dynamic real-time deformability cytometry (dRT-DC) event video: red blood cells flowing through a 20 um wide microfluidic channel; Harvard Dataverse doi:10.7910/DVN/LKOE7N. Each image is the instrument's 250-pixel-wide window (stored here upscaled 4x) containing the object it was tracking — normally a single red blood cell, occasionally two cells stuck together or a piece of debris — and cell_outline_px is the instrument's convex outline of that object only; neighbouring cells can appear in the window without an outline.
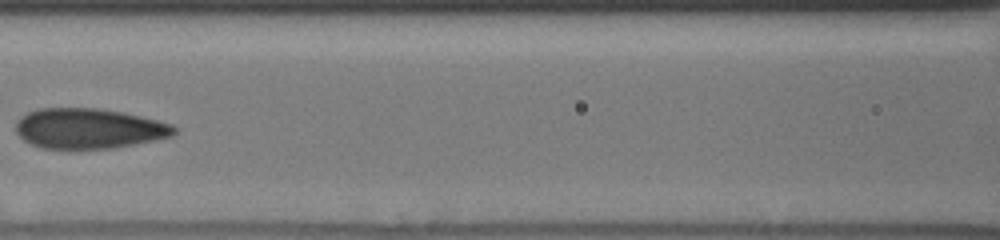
{"species": "human", "species_latin": "Homo sapiens", "temperature_condition": "cold", "stored_images_in_passage": 27, "camera_frame_rate_fps": 3000, "um_per_image_px": 0.085, "donor": {"sex": "male"}, "frame": {"image": 1, "passage_image": 8, "time_ms": 4.0, "image_size_px": [1000, 240], "cell_outline_px": [[176, 132], [172, 136], [112, 148], [44, 148], [32, 144], [24, 140], [16, 132], [16, 120], [20, 116], [36, 108], [96, 108], [120, 112], [140, 116], [172, 124], [176, 128]], "centroid_in_image_um": [7.51, 10.91], "position_along_channel_um": 159.1, "area_um2": 36.76}}
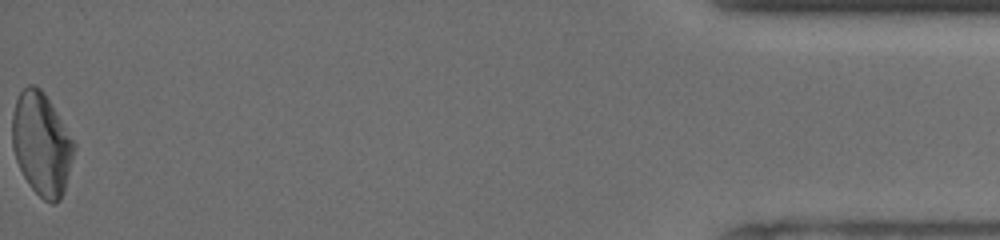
{"frame": {"image": 2, "passage_image": 27, "time_ms": 13.333, "image_size_px": [1000, 240], "cell_outline_px": [[76, 148], [64, 192], [60, 200], [56, 204], [52, 204], [44, 200], [28, 184], [16, 160], [12, 148], [12, 112], [16, 100], [20, 92], [28, 84], [32, 84], [40, 88], [44, 92], [76, 144]], "centroid_in_image_um": [3.54, 12.25], "position_along_channel_um": 431.7, "area_um2": 37.17}, "authors_computed_cell_mechanics": {"area_um2": 37.5122, "velocity_mm_per_s": 3.7789, "shape_relaxation_time_tau1_ms": null, "shape_relaxation_time_tau2_ms": 1.5647, "deformation_change_tau1": null, "deformation_change_tau2": 0.0656}}